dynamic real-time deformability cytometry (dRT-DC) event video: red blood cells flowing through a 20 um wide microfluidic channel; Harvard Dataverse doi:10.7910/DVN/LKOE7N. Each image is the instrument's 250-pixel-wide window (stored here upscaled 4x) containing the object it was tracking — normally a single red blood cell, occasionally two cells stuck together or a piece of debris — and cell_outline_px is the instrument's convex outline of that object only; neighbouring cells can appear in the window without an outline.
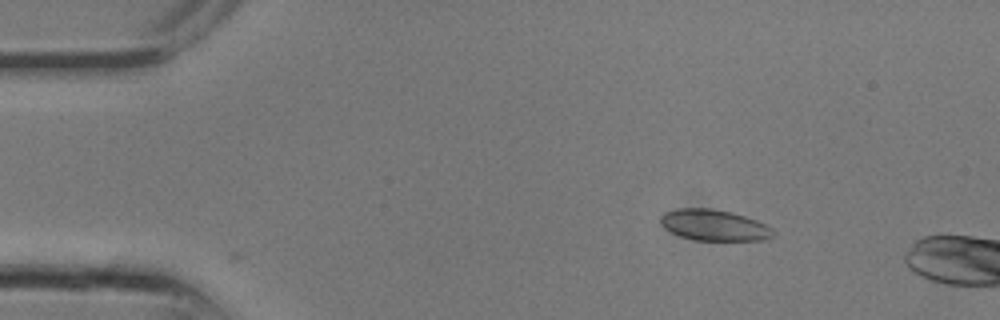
{"species": "common noctule bat (a hibernating species)", "species_latin": "Nyctalus noctula", "temperature_condition": "room temperature", "stored_images_in_passage": 4, "camera_frame_rate_fps": 3000, "um_per_image_px": 0.085, "animal": {"sex": "male", "body_mass_g": 13.3}, "frame": {"image": 1, "passage_image": 4, "time_ms": 1.0, "image_size_px": [1000, 320], "cell_outline_px": [[776, 236], [764, 240], [696, 240], [680, 236], [664, 228], [660, 220], [660, 216], [664, 212], [676, 208], [708, 208], [732, 212], [756, 220], [772, 228], [776, 232]], "centroid_in_image_um": [60.71, 19.14], "position_along_channel_um": 24.3, "area_um2": 20.46}}